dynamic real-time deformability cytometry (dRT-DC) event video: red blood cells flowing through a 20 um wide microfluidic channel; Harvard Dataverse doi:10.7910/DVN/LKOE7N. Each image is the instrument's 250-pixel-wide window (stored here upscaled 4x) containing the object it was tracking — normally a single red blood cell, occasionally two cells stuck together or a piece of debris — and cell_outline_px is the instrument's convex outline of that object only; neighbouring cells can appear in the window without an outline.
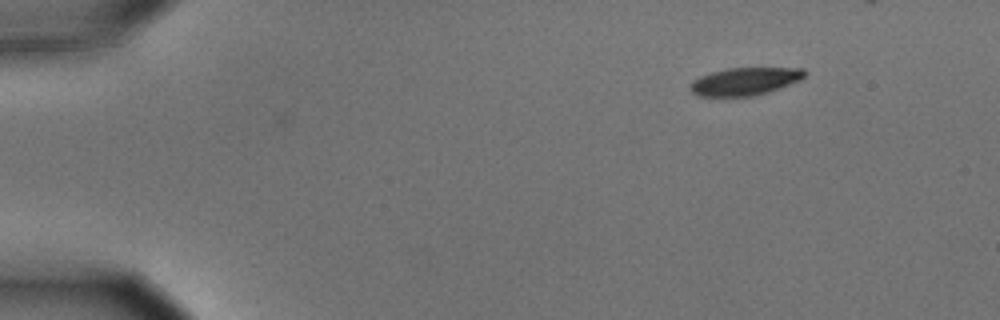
{"species": "common noctule bat (a hibernating species)", "species_latin": "Nyctalus noctula", "temperature_condition": "cold", "stored_images_in_passage": 12, "camera_frame_rate_fps": 3000, "um_per_image_px": 0.085, "animal": {"sex": "male", "body_mass_g": 15.6}, "frame": {"image": 1, "passage_image": 12, "time_ms": 3.667, "image_size_px": [1000, 320], "cell_outline_px": [[804, 76], [800, 80], [768, 92], [752, 96], [696, 96], [688, 88], [688, 84], [692, 80], [700, 76], [712, 72], [728, 68], [804, 68]], "centroid_in_image_um": [63.24, 6.92], "position_along_channel_um": 21.8, "area_um2": 18.44}}